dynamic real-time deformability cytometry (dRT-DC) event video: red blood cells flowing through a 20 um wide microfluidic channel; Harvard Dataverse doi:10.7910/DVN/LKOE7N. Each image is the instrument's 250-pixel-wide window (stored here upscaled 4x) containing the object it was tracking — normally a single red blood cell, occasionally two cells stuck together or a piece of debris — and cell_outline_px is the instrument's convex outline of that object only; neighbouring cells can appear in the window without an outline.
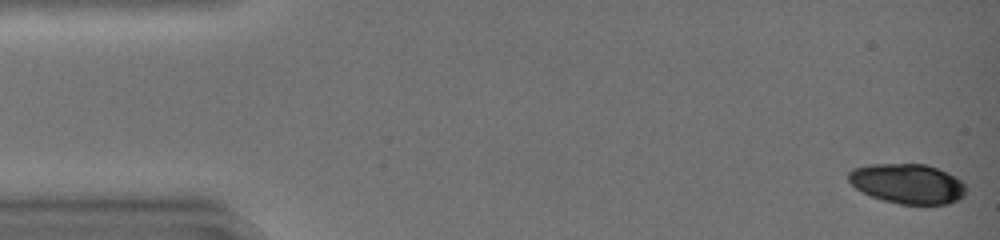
{"species": "common noctule bat (a hibernating species)", "species_latin": "Nyctalus noctula", "temperature_condition": "warm", "stored_images_in_passage": 11, "camera_frame_rate_fps": 3000, "um_per_image_px": 0.085, "animal": {"sex": "female", "body_mass_g": 19.0, "forearm_length_mm": 51.5}, "frame": {"image": 1, "passage_image": 1, "time_ms": 0.0, "image_size_px": [1000, 240], "cell_outline_px": [[964, 196], [948, 204], [900, 204], [884, 200], [872, 196], [856, 188], [848, 180], [848, 172], [852, 168], [868, 164], [924, 164], [948, 172], [956, 176], [964, 184]], "centroid_in_image_um": [77.13, 15.6], "position_along_channel_um": 7.9, "area_um2": 27.17}}